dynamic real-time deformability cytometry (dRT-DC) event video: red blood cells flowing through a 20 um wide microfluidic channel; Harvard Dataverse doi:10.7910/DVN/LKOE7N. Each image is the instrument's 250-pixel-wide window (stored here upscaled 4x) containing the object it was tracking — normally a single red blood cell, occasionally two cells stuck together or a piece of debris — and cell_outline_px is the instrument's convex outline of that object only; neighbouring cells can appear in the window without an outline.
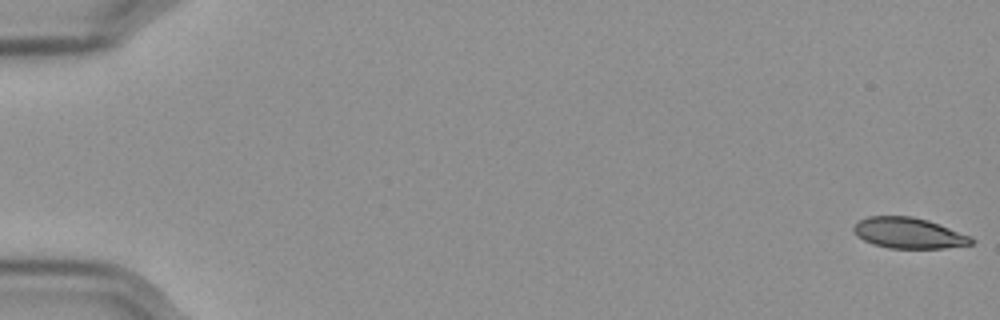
{"species": "Egyptian fruit bat (a non-hibernating species)", "species_latin": "Rousettus aegyptiacus", "temperature_condition": "cold", "stored_images_in_passage": 58, "camera_frame_rate_fps": 3000, "um_per_image_px": 0.085, "frame": {"image": 1, "passage_image": 1, "time_ms": 0.0, "image_size_px": [1000, 320], "cell_outline_px": [[976, 240], [972, 244], [944, 248], [888, 248], [872, 244], [856, 236], [852, 228], [860, 220], [868, 216], [912, 216], [928, 220], [968, 236]], "centroid_in_image_um": [77.19, 19.81], "position_along_channel_um": 7.8, "area_um2": 20.92}}
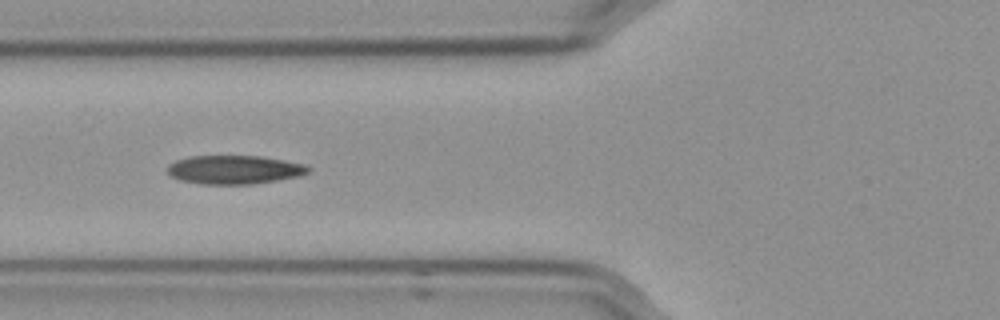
{"frame": {"image": 2, "passage_image": 23, "time_ms": 7.333, "image_size_px": [1000, 320], "cell_outline_px": [[312, 168], [308, 172], [300, 176], [252, 184], [200, 184], [180, 180], [172, 176], [168, 172], [168, 164], [176, 160], [188, 156], [260, 156], [284, 160], [304, 164]], "centroid_in_image_um": [19.92, 14.42], "position_along_channel_um": 105.9, "area_um2": 23.52}}
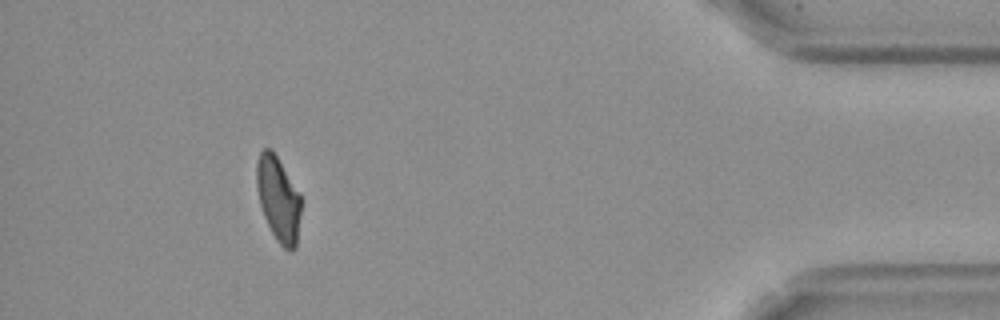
{"frame": {"image": 3, "passage_image": 53, "time_ms": 17.333, "image_size_px": [1000, 320], "cell_outline_px": [[300, 212], [296, 248], [292, 252], [288, 252], [276, 240], [264, 216], [260, 204], [256, 188], [256, 164], [260, 152], [264, 148], [268, 148], [276, 156], [300, 196]], "centroid_in_image_um": [23.63, 16.96], "position_along_channel_um": 411.6, "area_um2": 21.5}, "authors_computed_cell_mechanics": {"area_um2": 22.8599, "velocity_mm_per_s": 3.5764, "shape_relaxation_time_tau1_ms": 9.4113, "shape_relaxation_time_tau2_ms": 2.8013, "deformation_change_tau1": 0.2186, "deformation_change_tau2": 0.0903}}